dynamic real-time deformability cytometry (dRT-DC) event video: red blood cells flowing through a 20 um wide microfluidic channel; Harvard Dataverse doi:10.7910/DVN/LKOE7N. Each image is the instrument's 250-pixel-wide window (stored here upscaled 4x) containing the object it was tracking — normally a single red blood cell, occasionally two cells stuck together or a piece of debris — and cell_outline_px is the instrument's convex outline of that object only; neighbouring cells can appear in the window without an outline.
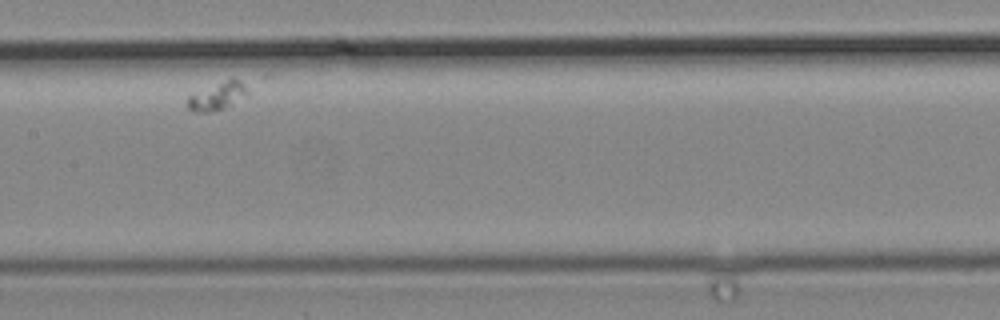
{"species": "common noctule bat (a hibernating species)", "species_latin": "Nyctalus noctula", "temperature_condition": "cold", "stored_images_in_passage": 8, "camera_frame_rate_fps": 3000, "um_per_image_px": 0.085, "animal": {"sex": "male", "body_mass_g": 19.2, "forearm_length_mm": 51.8}, "frame": {"image": 1, "passage_image": 4, "time_ms": 1.0, "image_size_px": [1000, 320], "cell_outline_px": [[248, 96], [224, 108], [208, 112], [192, 112], [188, 108], [188, 96], [228, 76], [232, 76], [240, 80], [244, 84], [248, 92]], "centroid_in_image_um": [18.51, 8.12], "position_along_channel_um": 188.9, "area_um2": 10.06}}